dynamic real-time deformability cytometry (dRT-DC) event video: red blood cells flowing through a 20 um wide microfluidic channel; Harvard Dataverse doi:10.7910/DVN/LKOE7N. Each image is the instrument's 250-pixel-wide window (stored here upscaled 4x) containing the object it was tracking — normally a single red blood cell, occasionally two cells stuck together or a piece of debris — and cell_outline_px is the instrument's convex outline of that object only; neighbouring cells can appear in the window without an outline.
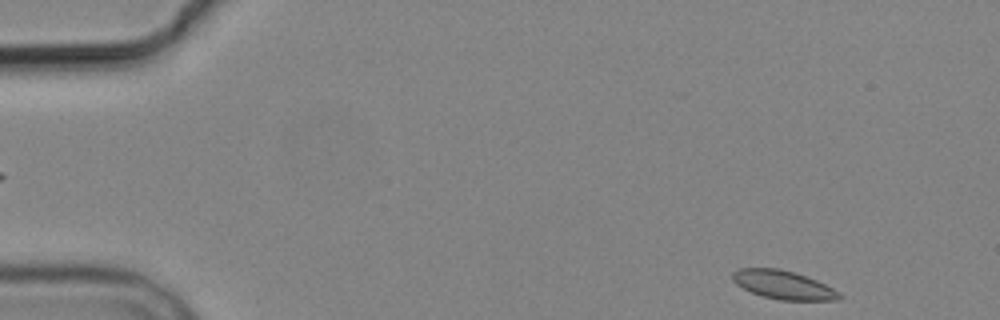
{"species": "common noctule bat (a hibernating species)", "species_latin": "Nyctalus noctula", "temperature_condition": "cold", "stored_images_in_passage": 6, "segment_of_instrument_passage": [2, 2], "camera_frame_rate_fps": 3000, "um_per_image_px": 0.085, "animal": {"sex": "male", "body_mass_g": 19.2, "forearm_length_mm": 51.8}, "frame": {"image": 1, "passage_image": 6, "time_ms": 6.333, "image_size_px": [1000, 320], "cell_outline_px": [[844, 296], [840, 300], [780, 300], [764, 296], [752, 292], [736, 284], [732, 280], [732, 272], [740, 268], [780, 268], [796, 272], [816, 280], [840, 292]], "centroid_in_image_um": [66.6, 24.2], "position_along_channel_um": 18.4, "area_um2": 17.8}}